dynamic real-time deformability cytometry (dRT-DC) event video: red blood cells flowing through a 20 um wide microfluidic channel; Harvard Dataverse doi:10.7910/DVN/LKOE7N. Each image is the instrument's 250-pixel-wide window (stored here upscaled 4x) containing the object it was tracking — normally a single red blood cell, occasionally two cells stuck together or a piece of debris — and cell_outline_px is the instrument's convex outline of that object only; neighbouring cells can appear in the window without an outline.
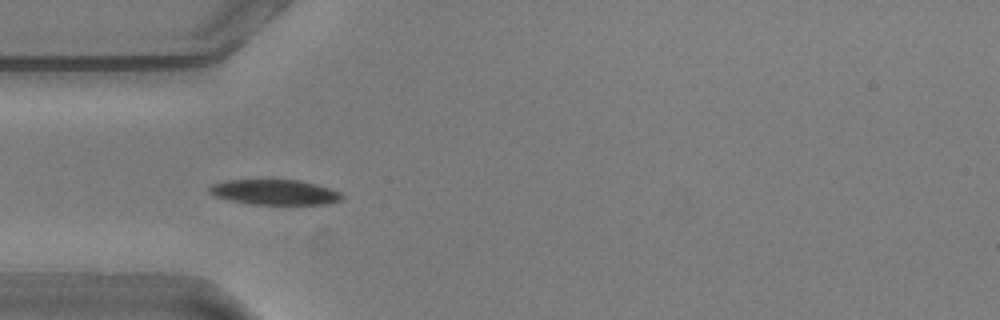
{"species": "common noctule bat (a hibernating species)", "species_latin": "Nyctalus noctula", "temperature_condition": "warm", "stored_images_in_passage": 55, "camera_frame_rate_fps": 3000, "um_per_image_px": 0.085, "animal": {"sex": "male", "body_mass_g": 20.5, "forearm_length_mm": 52.5}, "frame": {"image": 1, "passage_image": 16, "time_ms": 5.0, "image_size_px": [1000, 320], "cell_outline_px": [[344, 196], [340, 200], [328, 204], [252, 204], [232, 200], [216, 196], [208, 192], [208, 188], [212, 184], [224, 180], [300, 180], [316, 184], [340, 192]], "centroid_in_image_um": [23.35, 16.33], "position_along_channel_um": 61.7, "area_um2": 19.31}}
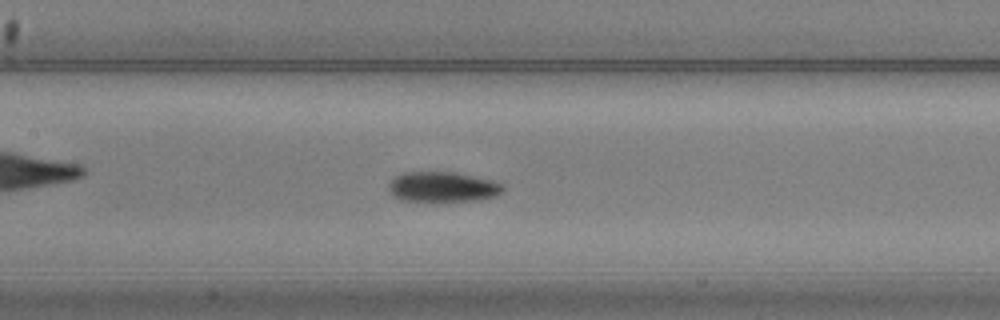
{"frame": {"image": 2, "passage_image": 25, "time_ms": 8.0, "image_size_px": [1000, 320], "cell_outline_px": [[504, 188], [496, 196], [476, 200], [400, 200], [392, 196], [388, 188], [388, 184], [400, 172], [456, 172], [492, 180], [500, 184]], "centroid_in_image_um": [37.58, 15.87], "position_along_channel_um": 169.8, "area_um2": 19.83}}
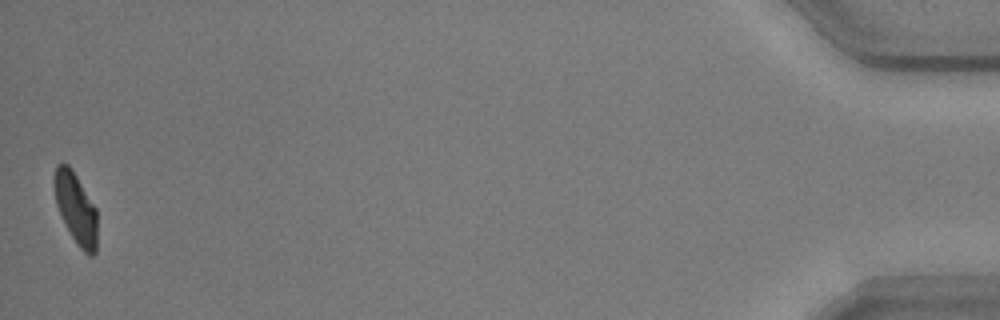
{"frame": {"image": 3, "passage_image": 55, "time_ms": 18.0, "image_size_px": [1000, 320], "cell_outline_px": [[96, 252], [92, 256], [88, 256], [76, 244], [56, 204], [52, 184], [52, 180], [56, 164], [68, 164], [72, 168], [96, 208]], "centroid_in_image_um": [6.42, 17.67], "position_along_channel_um": 428.8, "area_um2": 17.8}, "authors_computed_cell_mechanics": {"area_um2": 19.5364, "velocity_mm_per_s": 3.5925, "shape_relaxation_time_tau1_ms": 4.9267, "shape_relaxation_time_tau2_ms": 2.6082, "deformation_change_tau1": 0.1669, "deformation_change_tau2": 0.0569}}